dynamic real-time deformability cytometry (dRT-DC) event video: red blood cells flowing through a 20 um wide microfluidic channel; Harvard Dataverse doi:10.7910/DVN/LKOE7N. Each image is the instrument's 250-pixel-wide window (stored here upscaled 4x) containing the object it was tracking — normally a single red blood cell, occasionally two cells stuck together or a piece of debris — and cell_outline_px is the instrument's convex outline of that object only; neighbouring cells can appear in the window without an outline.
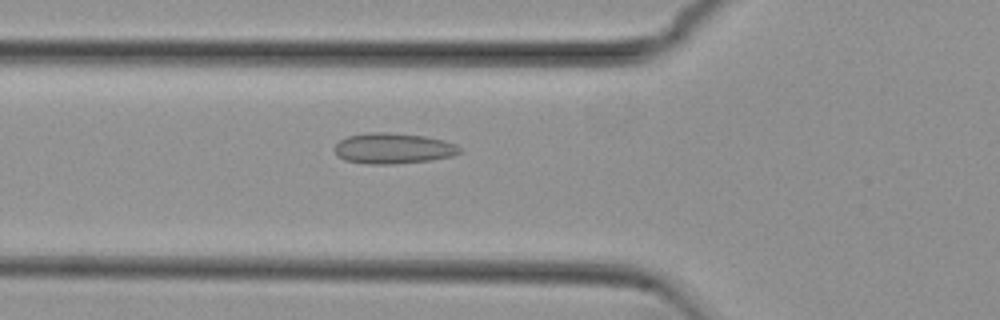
{"species": "common noctule bat (a hibernating species)", "species_latin": "Nyctalus noctula", "temperature_condition": "cold", "stored_images_in_passage": 54, "camera_frame_rate_fps": 3000, "um_per_image_px": 0.085, "animal": {"sex": "female", "body_mass_g": 29.2, "forearm_length_mm": 56.3}, "frame": {"image": 1, "passage_image": 19, "time_ms": 6.0, "image_size_px": [1000, 320], "cell_outline_px": [[460, 152], [452, 156], [428, 160], [392, 164], [368, 164], [344, 160], [336, 152], [336, 144], [340, 140], [348, 136], [364, 132], [388, 132], [424, 136], [444, 140], [456, 144], [460, 148]], "centroid_in_image_um": [33.42, 12.6], "position_along_channel_um": 92.4, "area_um2": 22.2}}
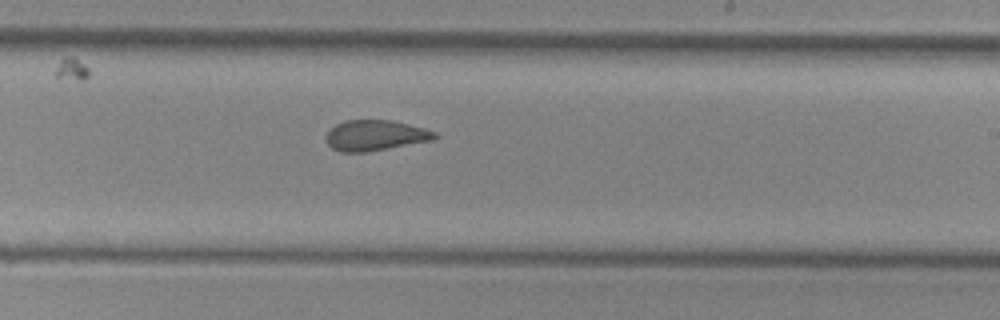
{"frame": {"image": 2, "passage_image": 32, "time_ms": 10.333, "image_size_px": [1000, 320], "cell_outline_px": [[440, 136], [432, 140], [364, 152], [340, 152], [332, 148], [324, 140], [324, 136], [336, 124], [344, 120], [392, 120], [424, 128], [436, 132]], "centroid_in_image_um": [31.87, 11.5], "position_along_channel_um": 257.1, "area_um2": 19.31}}
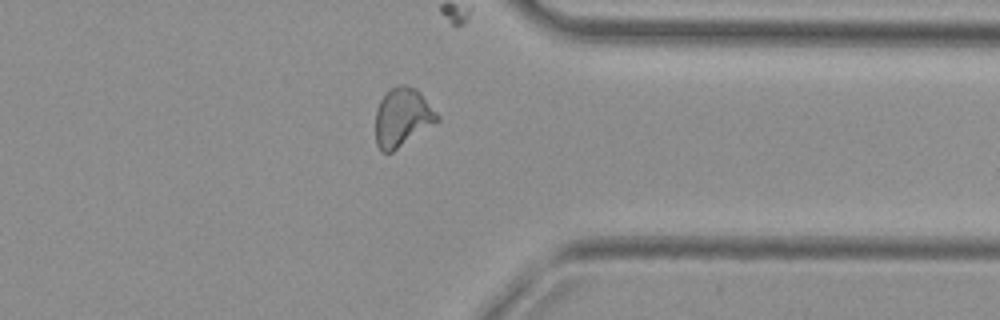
{"frame": {"image": 3, "passage_image": 42, "time_ms": 13.667, "image_size_px": [1000, 320], "cell_outline_px": [[440, 120], [392, 152], [380, 152], [376, 144], [376, 108], [380, 100], [396, 84], [404, 84], [416, 88], [420, 92], [440, 116]], "centroid_in_image_um": [34.2, 9.97], "position_along_channel_um": 377.2, "area_um2": 21.04}, "authors_computed_cell_mechanics": {"area_um2": 21.0103, "velocity_mm_per_s": 3.7929, "shape_relaxation_time_tau1_ms": null, "shape_relaxation_time_tau2_ms": 1.2368, "deformation_change_tau1": null, "deformation_change_tau2": 0.0663}}